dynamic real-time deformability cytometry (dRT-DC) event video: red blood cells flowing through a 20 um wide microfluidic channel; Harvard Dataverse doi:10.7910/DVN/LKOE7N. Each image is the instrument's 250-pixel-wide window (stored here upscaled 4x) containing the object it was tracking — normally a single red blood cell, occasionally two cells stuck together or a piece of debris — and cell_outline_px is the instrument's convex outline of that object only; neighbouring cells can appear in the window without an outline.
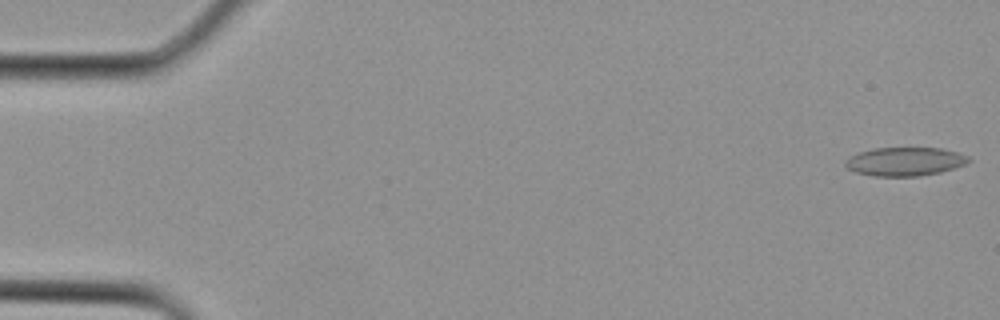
{"species": "Egyptian fruit bat (a non-hibernating species)", "species_latin": "Rousettus aegyptiacus", "temperature_condition": "cold", "stored_images_in_passage": 7, "camera_frame_rate_fps": 3000, "um_per_image_px": 0.085, "animal": {"sex": "female"}, "frame": {"image": 1, "passage_image": 1, "time_ms": 0.0, "image_size_px": [1000, 320], "cell_outline_px": [[972, 160], [964, 164], [940, 172], [920, 176], [876, 176], [856, 172], [848, 168], [844, 164], [844, 160], [860, 152], [872, 148], [940, 148], [956, 152], [968, 156]], "centroid_in_image_um": [76.91, 13.73], "position_along_channel_um": 8.1, "area_um2": 20.35}}